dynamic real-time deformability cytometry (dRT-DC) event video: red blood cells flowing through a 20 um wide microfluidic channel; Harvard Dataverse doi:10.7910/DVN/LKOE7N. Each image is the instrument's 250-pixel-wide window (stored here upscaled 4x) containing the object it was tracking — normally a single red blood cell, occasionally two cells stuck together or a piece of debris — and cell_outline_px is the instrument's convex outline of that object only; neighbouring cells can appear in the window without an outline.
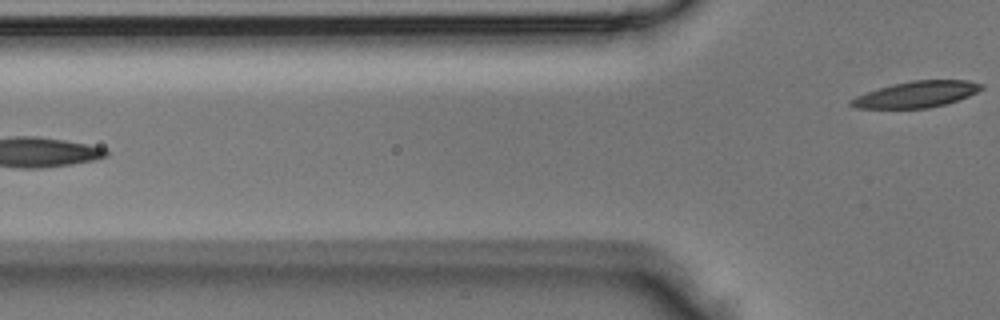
{"species": "Egyptian fruit bat (a non-hibernating species)", "species_latin": "Rousettus aegyptiacus", "temperature_condition": "room temperature", "stored_images_in_passage": 5, "camera_frame_rate_fps": 3000, "um_per_image_px": 0.085, "animal": {"sex": "male"}, "frame": {"image": 1, "passage_image": 5, "time_ms": 1.333, "image_size_px": [1000, 320], "cell_outline_px": [[984, 88], [968, 96], [944, 104], [928, 108], [856, 108], [848, 104], [848, 100], [856, 96], [892, 84], [912, 80], [968, 80], [984, 84]], "centroid_in_image_um": [77.89, 8.01], "position_along_channel_um": 47.9, "area_um2": 19.77}}